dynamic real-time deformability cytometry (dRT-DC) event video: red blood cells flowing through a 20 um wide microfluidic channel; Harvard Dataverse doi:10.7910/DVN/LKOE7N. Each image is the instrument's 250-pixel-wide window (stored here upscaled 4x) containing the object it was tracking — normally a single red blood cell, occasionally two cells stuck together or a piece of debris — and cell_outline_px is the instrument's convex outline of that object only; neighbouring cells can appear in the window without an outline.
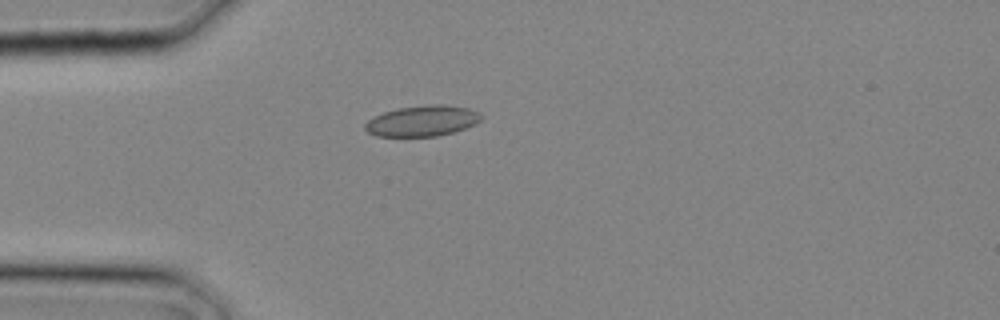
{"species": "common noctule bat (a hibernating species)", "species_latin": "Nyctalus noctula", "temperature_condition": "cold", "stored_images_in_passage": 1, "camera_frame_rate_fps": 3000, "um_per_image_px": 0.085, "animal": {"sex": "male", "body_mass_g": 20.4}, "frame": {"image": 1, "passage_image": 1, "time_ms": 0.0, "image_size_px": [1000, 320], "cell_outline_px": [[484, 116], [476, 124], [452, 132], [436, 136], [376, 136], [368, 132], [364, 128], [364, 124], [368, 120], [384, 112], [400, 108], [432, 104], [444, 104], [468, 108], [480, 112]], "centroid_in_image_um": [35.93, 10.27], "position_along_channel_um": 49.1, "area_um2": 20.69}}